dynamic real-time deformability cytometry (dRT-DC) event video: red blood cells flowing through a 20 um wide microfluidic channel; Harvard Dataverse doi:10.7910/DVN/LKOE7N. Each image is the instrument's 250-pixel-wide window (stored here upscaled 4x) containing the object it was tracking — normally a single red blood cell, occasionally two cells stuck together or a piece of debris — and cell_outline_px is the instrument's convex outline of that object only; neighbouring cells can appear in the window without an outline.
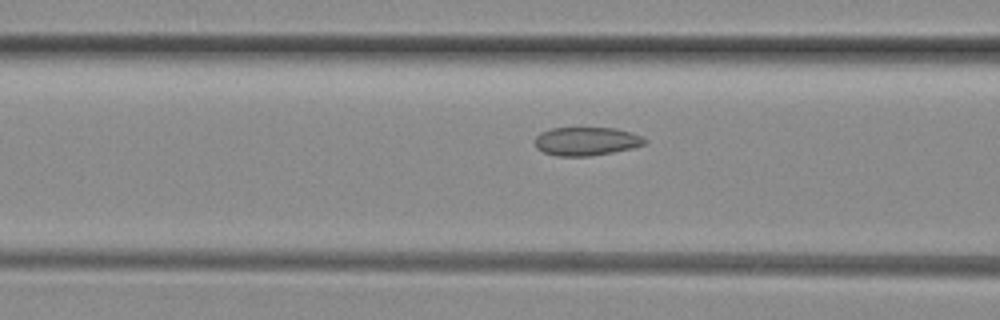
{"species": "common noctule bat (a hibernating species)", "species_latin": "Nyctalus noctula", "temperature_condition": "room temperature", "stored_images_in_passage": 6, "camera_frame_rate_fps": 3000, "um_per_image_px": 0.085, "animal": {"sex": "female", "body_mass_g": 29.2, "forearm_length_mm": 56.3}, "frame": {"image": 1, "passage_image": 6, "time_ms": 1.667, "image_size_px": [1000, 320], "cell_outline_px": [[648, 140], [644, 144], [632, 148], [612, 152], [588, 156], [556, 156], [544, 152], [536, 148], [536, 136], [540, 132], [552, 128], [616, 128], [640, 136]], "centroid_in_image_um": [49.81, 12.01], "position_along_channel_um": 116.8, "area_um2": 18.03}}